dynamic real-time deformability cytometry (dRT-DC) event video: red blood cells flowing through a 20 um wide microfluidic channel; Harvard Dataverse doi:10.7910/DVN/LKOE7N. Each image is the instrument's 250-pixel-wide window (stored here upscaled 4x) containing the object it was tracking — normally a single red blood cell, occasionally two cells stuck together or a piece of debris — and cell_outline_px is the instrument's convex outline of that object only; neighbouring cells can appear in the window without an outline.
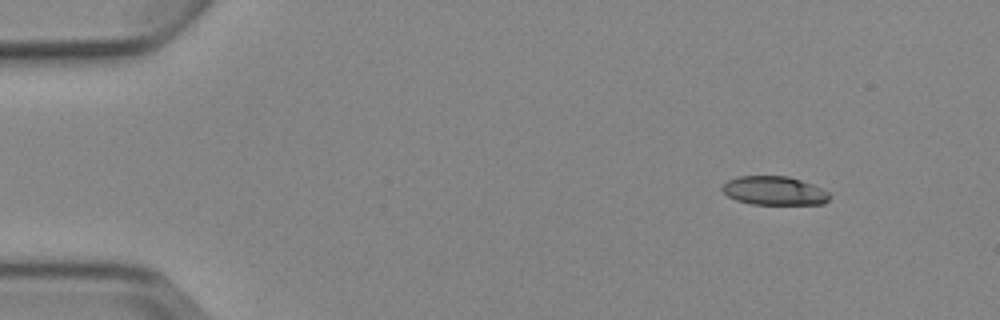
{"species": "Egyptian fruit bat (a non-hibernating species)", "species_latin": "Rousettus aegyptiacus", "temperature_condition": "cold", "stored_images_in_passage": 9, "camera_frame_rate_fps": 3000, "um_per_image_px": 0.085, "animal": {"sex": "female"}, "frame": {"image": 1, "passage_image": 1, "time_ms": 0.0, "image_size_px": [1000, 320], "cell_outline_px": [[832, 196], [824, 204], [752, 204], [736, 200], [728, 196], [720, 188], [728, 180], [736, 176], [788, 176], [812, 184], [828, 192]], "centroid_in_image_um": [65.81, 16.21], "position_along_channel_um": 19.2, "area_um2": 17.98}}
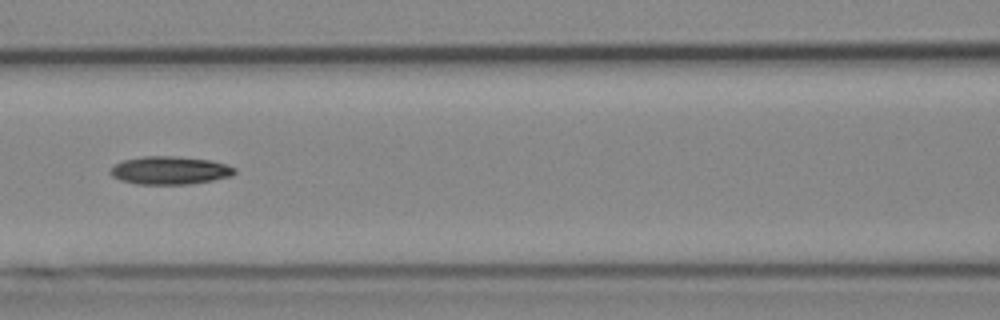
{"frame": {"image": 2, "passage_image": 6, "time_ms": 6.0, "image_size_px": [1000, 320], "cell_outline_px": [[236, 172], [232, 176], [212, 180], [188, 184], [136, 184], [120, 180], [112, 176], [108, 172], [116, 164], [124, 160], [144, 156], [176, 156], [208, 160], [224, 164], [236, 168]], "centroid_in_image_um": [14.42, 14.48], "position_along_channel_um": 152.2, "area_um2": 20.17}}
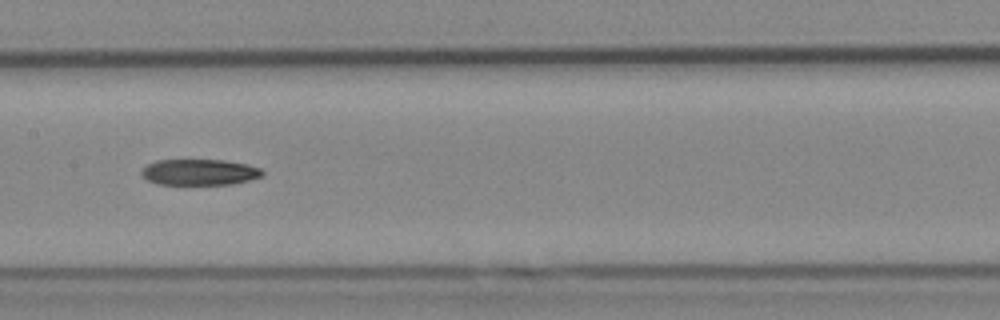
{"frame": {"image": 3, "passage_image": 7, "time_ms": 7.0, "image_size_px": [1000, 320], "cell_outline_px": [[264, 176], [232, 184], [156, 184], [148, 180], [140, 172], [148, 164], [156, 160], [224, 160], [248, 164], [260, 168], [264, 172]], "centroid_in_image_um": [16.99, 14.63], "position_along_channel_um": 190.4, "area_um2": 18.26}}